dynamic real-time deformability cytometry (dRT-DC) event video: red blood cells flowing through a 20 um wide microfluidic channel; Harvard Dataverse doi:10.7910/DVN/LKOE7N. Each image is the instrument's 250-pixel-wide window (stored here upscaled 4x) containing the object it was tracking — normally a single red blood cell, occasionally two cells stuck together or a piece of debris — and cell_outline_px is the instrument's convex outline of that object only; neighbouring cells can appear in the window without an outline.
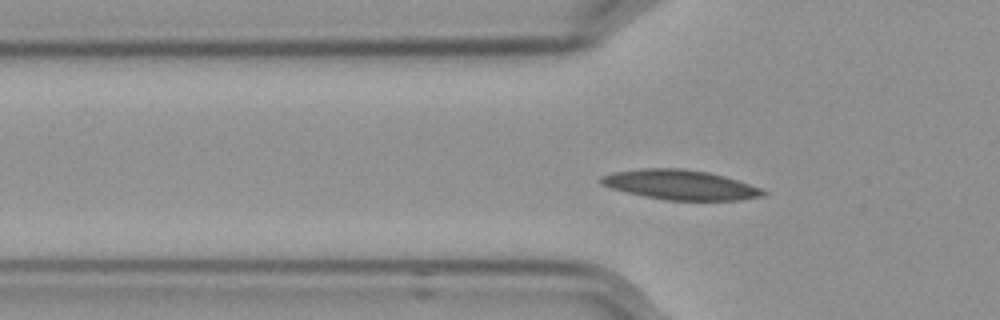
{"species": "Egyptian fruit bat (a non-hibernating species)", "species_latin": "Rousettus aegyptiacus", "temperature_condition": "cold", "stored_images_in_passage": 41, "segment_of_instrument_passage": [1, 2], "camera_frame_rate_fps": 3000, "um_per_image_px": 0.085, "frame": {"image": 1, "passage_image": 2, "time_ms": 0.333, "image_size_px": [1000, 320], "cell_outline_px": [[768, 192], [764, 196], [740, 200], [664, 200], [644, 196], [612, 188], [600, 184], [600, 176], [612, 172], [640, 168], [680, 168], [708, 172], [724, 176], [760, 188]], "centroid_in_image_um": [57.8, 15.7], "position_along_channel_um": 68.0, "area_um2": 28.03}}
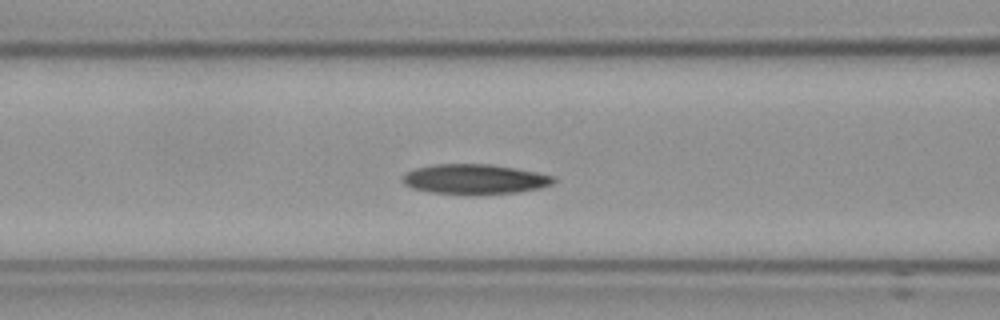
{"frame": {"image": 2, "passage_image": 7, "time_ms": 2.0, "image_size_px": [1000, 320], "cell_outline_px": [[556, 180], [552, 184], [540, 188], [520, 192], [468, 196], [432, 192], [412, 188], [404, 184], [404, 176], [408, 172], [416, 168], [432, 164], [492, 164], [536, 172], [556, 176]], "centroid_in_image_um": [40.39, 15.25], "position_along_channel_um": 126.2, "area_um2": 26.7}}
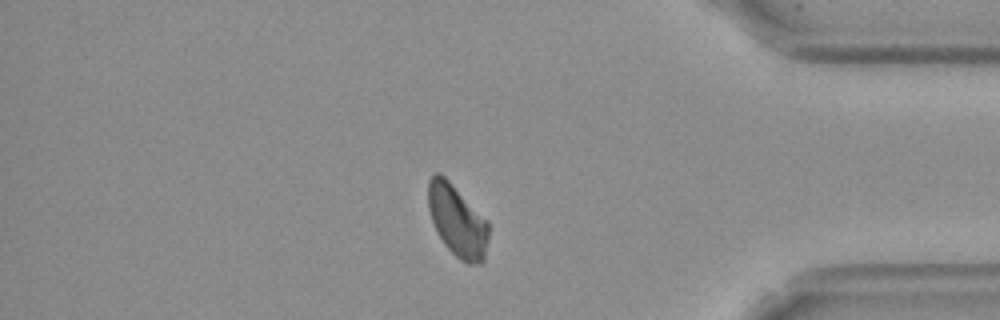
{"frame": {"image": 3, "passage_image": 32, "time_ms": 10.333, "image_size_px": [1000, 320], "cell_outline_px": [[488, 240], [484, 260], [480, 264], [468, 264], [460, 260], [444, 244], [432, 220], [428, 208], [428, 180], [436, 172], [444, 176], [488, 220]], "centroid_in_image_um": [38.88, 18.78], "position_along_channel_um": 396.3, "area_um2": 25.09}}